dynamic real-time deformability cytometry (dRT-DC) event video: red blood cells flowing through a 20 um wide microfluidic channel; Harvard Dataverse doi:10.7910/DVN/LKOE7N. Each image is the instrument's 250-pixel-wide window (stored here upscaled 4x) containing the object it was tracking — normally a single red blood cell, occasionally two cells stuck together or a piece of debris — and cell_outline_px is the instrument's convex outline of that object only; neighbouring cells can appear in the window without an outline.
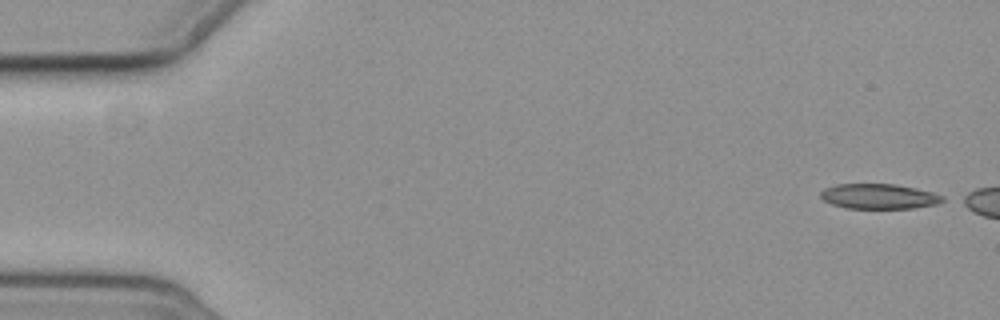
{"species": "common noctule bat (a hibernating species)", "species_latin": "Nyctalus noctula", "temperature_condition": "cold", "stored_images_in_passage": 3, "camera_frame_rate_fps": 3000, "um_per_image_px": 0.085, "animal": {"sex": "female", "body_mass_g": 19.3, "forearm_length_mm": 54.1}, "frame": {"image": 1, "passage_image": 1, "time_ms": 0.0, "image_size_px": [1000, 320], "cell_outline_px": [[948, 200], [940, 204], [916, 208], [844, 208], [832, 204], [824, 200], [820, 196], [820, 192], [824, 188], [836, 184], [896, 184], [916, 188], [932, 192], [944, 196]], "centroid_in_image_um": [74.77, 16.69], "position_along_channel_um": 10.2, "area_um2": 18.09}}